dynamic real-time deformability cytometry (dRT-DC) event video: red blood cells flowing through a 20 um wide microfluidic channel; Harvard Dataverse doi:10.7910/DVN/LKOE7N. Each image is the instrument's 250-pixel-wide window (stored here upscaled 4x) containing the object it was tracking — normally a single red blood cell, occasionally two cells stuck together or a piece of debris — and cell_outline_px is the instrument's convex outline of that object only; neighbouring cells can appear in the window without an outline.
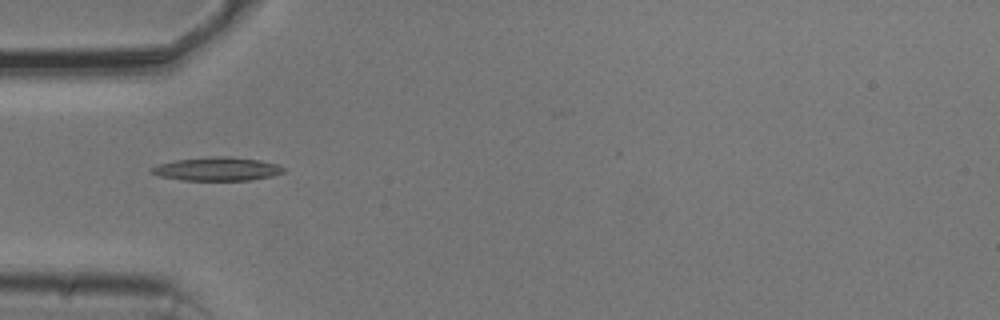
{"species": "common noctule bat (a hibernating species)", "species_latin": "Nyctalus noctula", "temperature_condition": "cold", "stored_images_in_passage": 17, "camera_frame_rate_fps": 3000, "um_per_image_px": 0.085, "animal": {"sex": "male", "body_mass_g": 20.5, "forearm_length_mm": 52.5}, "frame": {"image": 1, "passage_image": 1, "time_ms": 0.0, "image_size_px": [1000, 320], "cell_outline_px": [[288, 168], [284, 172], [272, 176], [248, 180], [180, 180], [160, 176], [152, 172], [152, 168], [160, 164], [176, 160], [212, 156], [224, 156], [260, 160], [276, 164]], "centroid_in_image_um": [18.51, 14.36], "position_along_channel_um": 66.5, "area_um2": 17.92}}
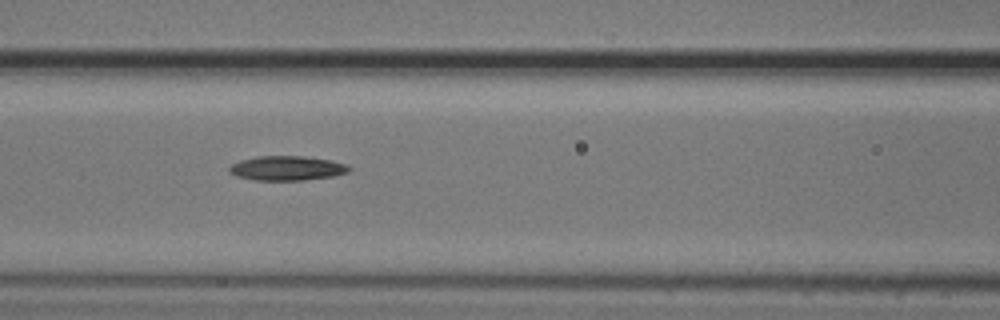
{"frame": {"image": 2, "passage_image": 7, "time_ms": 2.0, "image_size_px": [1000, 320], "cell_outline_px": [[352, 168], [348, 172], [332, 176], [304, 180], [256, 180], [236, 176], [228, 172], [228, 168], [232, 164], [240, 160], [256, 156], [300, 156], [332, 160], [348, 164]], "centroid_in_image_um": [24.39, 14.29], "position_along_channel_um": 142.2, "area_um2": 17.17}}
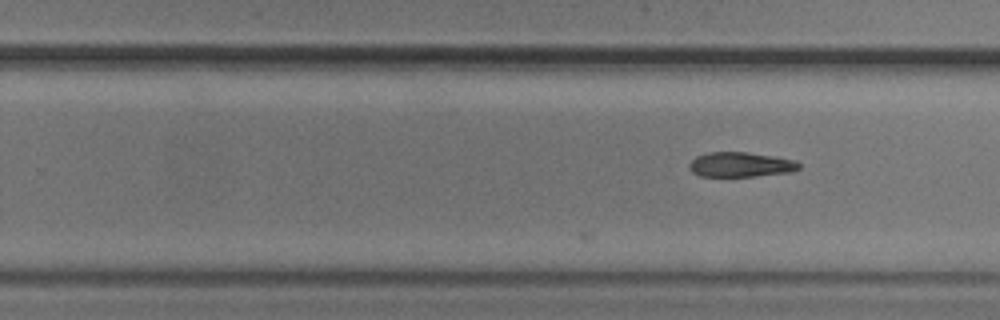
{"frame": {"image": 3, "passage_image": 17, "time_ms": 5.333, "image_size_px": [1000, 320], "cell_outline_px": [[800, 168], [792, 172], [756, 176], [700, 176], [692, 172], [688, 168], [688, 164], [696, 156], [708, 152], [748, 152], [796, 160], [800, 164]], "centroid_in_image_um": [62.94, 13.99], "position_along_channel_um": 266.9, "area_um2": 15.95}}